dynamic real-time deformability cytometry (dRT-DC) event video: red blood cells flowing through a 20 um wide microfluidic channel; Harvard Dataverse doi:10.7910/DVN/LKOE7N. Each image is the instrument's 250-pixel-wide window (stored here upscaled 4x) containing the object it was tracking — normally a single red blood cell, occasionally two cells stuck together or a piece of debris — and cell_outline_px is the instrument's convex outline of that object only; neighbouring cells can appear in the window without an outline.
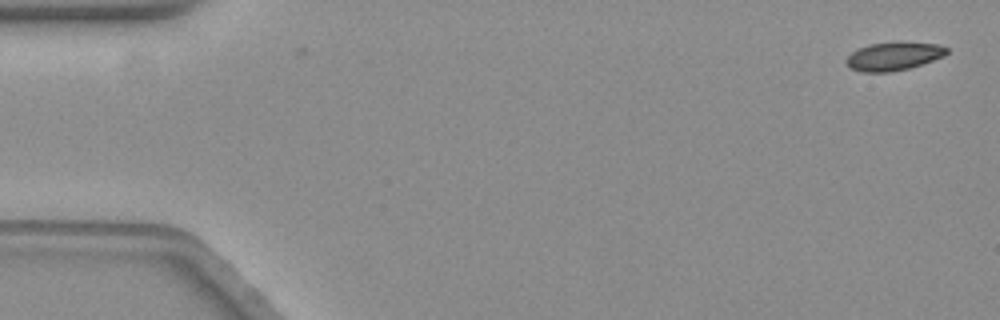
{"species": "common noctule bat (a hibernating species)", "species_latin": "Nyctalus noctula", "temperature_condition": "warm", "stored_images_in_passage": 3, "camera_frame_rate_fps": 3000, "um_per_image_px": 0.085, "animal": {"sex": "female", "body_mass_g": 19.3, "forearm_length_mm": 54.1}, "frame": {"image": 1, "passage_image": 1, "time_ms": 0.0, "image_size_px": [1000, 320], "cell_outline_px": [[948, 52], [944, 56], [908, 68], [888, 72], [860, 72], [852, 68], [844, 60], [852, 52], [868, 44], [936, 44], [948, 48]], "centroid_in_image_um": [75.92, 4.82], "position_along_channel_um": 9.1, "area_um2": 15.72}}